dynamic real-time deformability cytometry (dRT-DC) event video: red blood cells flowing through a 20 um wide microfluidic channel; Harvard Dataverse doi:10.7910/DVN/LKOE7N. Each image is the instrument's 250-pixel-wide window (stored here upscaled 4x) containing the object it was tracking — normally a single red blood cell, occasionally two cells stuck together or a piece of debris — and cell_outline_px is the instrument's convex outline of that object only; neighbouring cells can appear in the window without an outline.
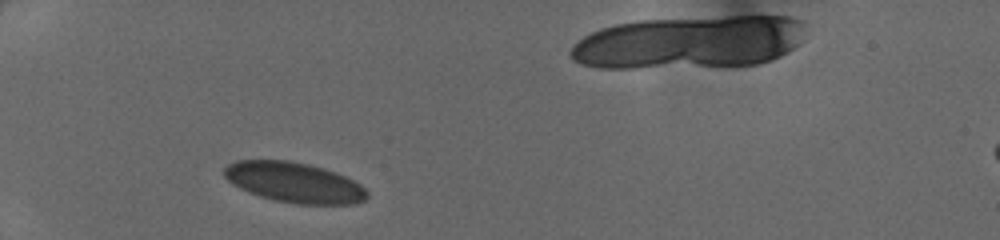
{"species": "human", "species_latin": "Homo sapiens", "temperature_condition": "cold", "stored_images_in_passage": 6, "camera_frame_rate_fps": 3000, "um_per_image_px": 0.085, "donor": {"sex": "female"}, "frame": {"image": 1, "passage_image": 2, "time_ms": 0.333, "image_size_px": [1000, 240], "cell_outline_px": [[368, 196], [364, 200], [352, 204], [296, 204], [276, 200], [260, 196], [248, 192], [232, 184], [224, 176], [224, 168], [228, 164], [236, 160], [288, 160], [308, 164], [324, 168], [336, 172], [360, 184], [368, 192]], "centroid_in_image_um": [24.99, 15.5], "position_along_channel_um": 60.0, "area_um2": 33.47}}
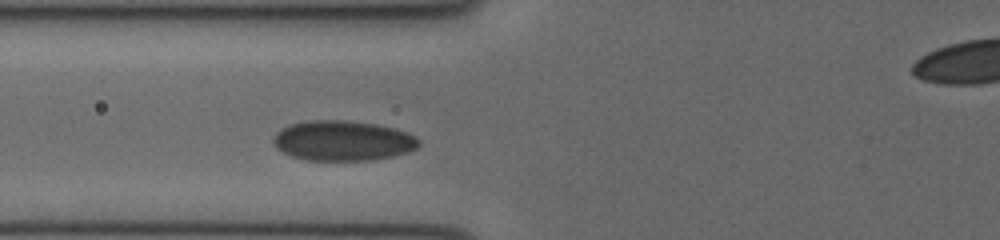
{"frame": {"image": 2, "passage_image": 6, "time_ms": 1.667, "image_size_px": [1000, 240], "cell_outline_px": [[420, 144], [416, 148], [408, 152], [392, 156], [372, 160], [304, 160], [292, 156], [276, 148], [272, 140], [272, 136], [280, 128], [288, 124], [304, 120], [348, 120], [376, 124], [396, 128], [408, 132], [416, 136], [420, 140]], "centroid_in_image_um": [29.12, 11.94], "position_along_channel_um": 96.7, "area_um2": 34.51}}